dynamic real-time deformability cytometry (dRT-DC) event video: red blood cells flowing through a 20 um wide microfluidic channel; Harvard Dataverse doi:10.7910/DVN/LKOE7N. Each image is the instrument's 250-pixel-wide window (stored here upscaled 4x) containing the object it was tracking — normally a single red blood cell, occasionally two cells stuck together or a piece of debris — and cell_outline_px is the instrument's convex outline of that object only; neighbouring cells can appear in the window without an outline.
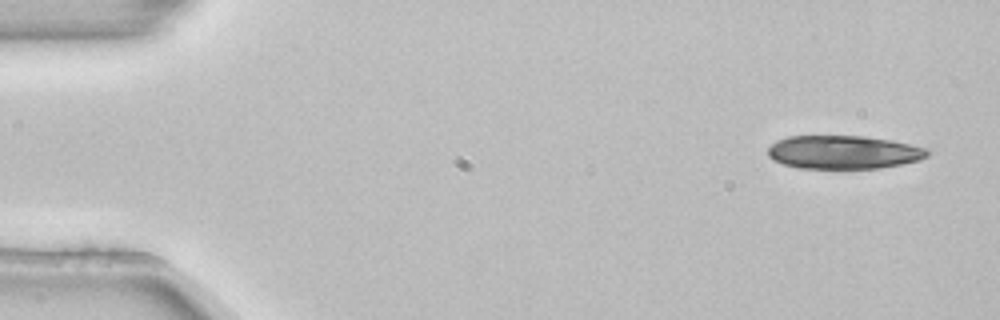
{"species": "common noctule bat (a hibernating species)", "species_latin": "Nyctalus noctula", "temperature_condition": "room temperature", "stored_images_in_passage": 4, "camera_frame_rate_fps": 3000, "um_per_image_px": 0.085, "animal": {"sex": "female", "body_mass_g": 22.7, "forearm_length_mm": 54.2}, "frame": {"image": 1, "passage_image": 1, "time_ms": 0.0, "image_size_px": [1000, 320], "cell_outline_px": [[928, 156], [920, 160], [880, 168], [800, 168], [784, 164], [772, 160], [768, 156], [768, 148], [776, 140], [788, 136], [864, 136], [892, 140], [912, 144], [928, 148]], "centroid_in_image_um": [71.71, 12.93], "position_along_channel_um": 13.3, "area_um2": 31.15}}
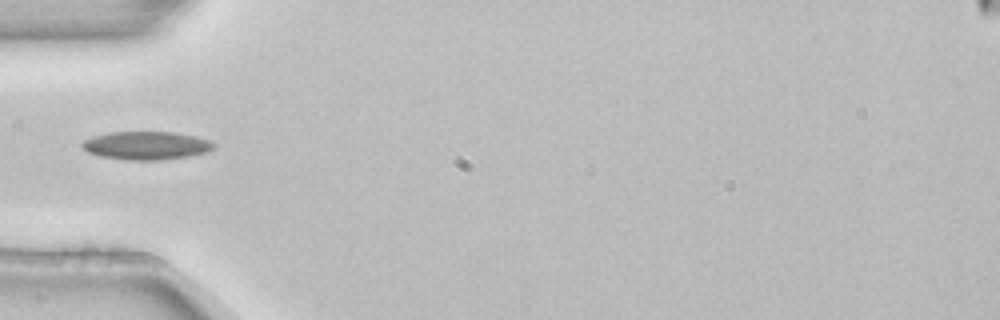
{"frame": {"image": 2, "passage_image": 4, "time_ms": 1.0, "image_size_px": [1000, 320], "cell_outline_px": [[216, 144], [208, 152], [188, 156], [160, 160], [124, 160], [100, 156], [88, 152], [80, 144], [84, 140], [108, 132], [172, 132], [192, 136], [208, 140]], "centroid_in_image_um": [12.42, 12.38], "position_along_channel_um": 72.6, "area_um2": 21.44}}